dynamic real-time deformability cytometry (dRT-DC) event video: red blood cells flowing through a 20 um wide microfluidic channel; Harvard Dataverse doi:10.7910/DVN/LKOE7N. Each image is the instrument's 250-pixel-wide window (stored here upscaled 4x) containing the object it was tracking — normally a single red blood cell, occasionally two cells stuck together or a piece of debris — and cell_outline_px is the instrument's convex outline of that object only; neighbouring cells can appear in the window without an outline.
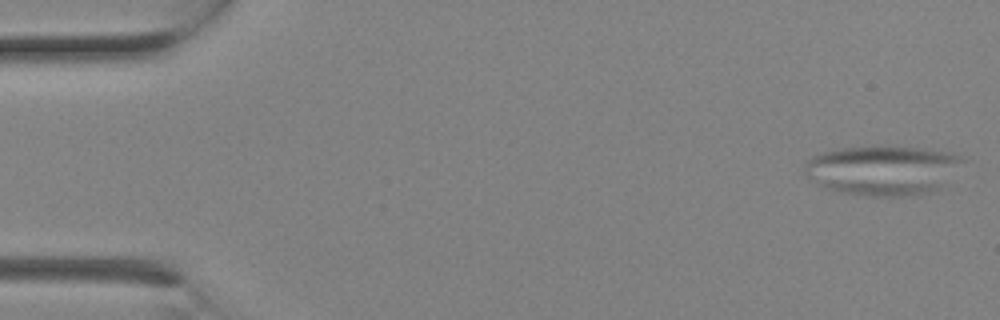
{"species": "Egyptian fruit bat (a non-hibernating species)", "species_latin": "Rousettus aegyptiacus", "temperature_condition": "room temperature", "stored_images_in_passage": 3, "camera_frame_rate_fps": 3000, "um_per_image_px": 0.085, "animal": {"sex": "female"}, "frame": {"image": 1, "passage_image": 1, "time_ms": 0.0, "image_size_px": [1000, 320], "cell_outline_px": [[964, 160], [940, 188], [932, 192], [920, 196], [868, 196], [840, 192], [828, 188], [820, 184], [808, 176], [804, 172], [804, 164], [812, 156], [824, 152], [844, 148], [912, 148], [948, 152], [960, 156]], "centroid_in_image_um": [75.03, 14.51], "position_along_channel_um": 10.0, "area_um2": 44.8}}